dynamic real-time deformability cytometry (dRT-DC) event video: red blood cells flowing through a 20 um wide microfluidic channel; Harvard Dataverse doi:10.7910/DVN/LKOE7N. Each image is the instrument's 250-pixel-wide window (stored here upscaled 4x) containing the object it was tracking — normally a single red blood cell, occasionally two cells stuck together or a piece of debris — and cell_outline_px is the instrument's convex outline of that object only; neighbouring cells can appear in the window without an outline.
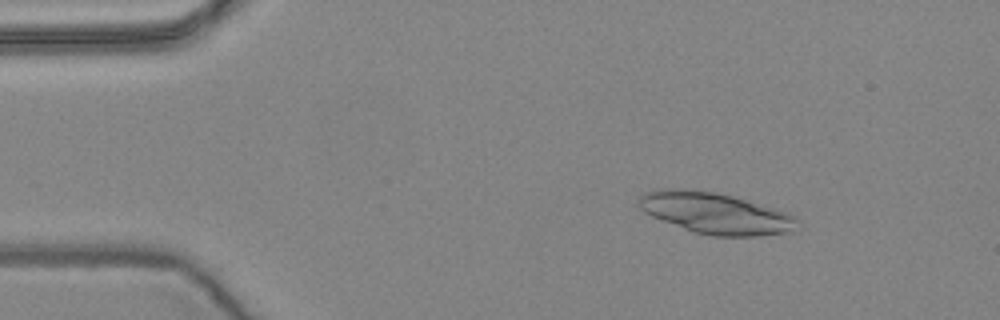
{"species": "common noctule bat (a hibernating species)", "species_latin": "Nyctalus noctula", "temperature_condition": "warm", "stored_images_in_passage": 4, "camera_frame_rate_fps": 3000, "um_per_image_px": 0.085, "animal": {"sex": "female", "body_mass_g": 24.6, "forearm_length_mm": 56.2}, "frame": {"image": 1, "passage_image": 3, "time_ms": 0.667, "image_size_px": [1000, 320], "cell_outline_px": [[800, 228], [792, 232], [760, 236], [712, 236], [692, 232], [652, 216], [644, 212], [636, 204], [636, 200], [644, 192], [656, 188], [684, 188], [716, 192], [732, 196], [788, 212], [796, 216], [800, 220]], "centroid_in_image_um": [60.83, 18.12], "position_along_channel_um": 24.2, "area_um2": 38.78}}